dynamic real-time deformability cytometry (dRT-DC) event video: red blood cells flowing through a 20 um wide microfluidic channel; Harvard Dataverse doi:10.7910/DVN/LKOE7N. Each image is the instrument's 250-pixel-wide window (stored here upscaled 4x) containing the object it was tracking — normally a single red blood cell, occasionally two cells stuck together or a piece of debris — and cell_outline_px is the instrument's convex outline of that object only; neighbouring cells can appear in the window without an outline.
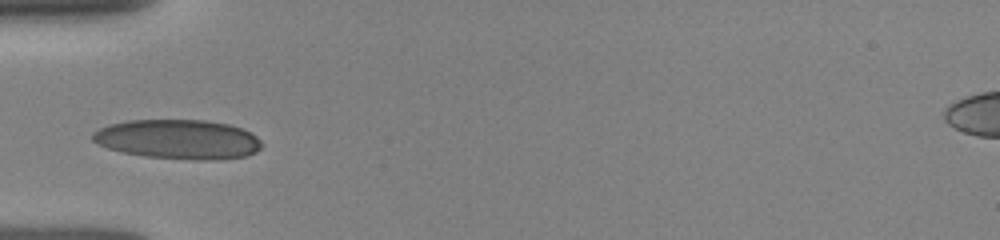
{"species": "human", "species_latin": "Homo sapiens", "temperature_condition": "room temperature", "stored_images_in_passage": 10, "camera_frame_rate_fps": 3000, "um_per_image_px": 0.085, "donor": {"sex": "female"}, "frame": {"image": 1, "passage_image": 5, "time_ms": 3.667, "image_size_px": [1000, 240], "cell_outline_px": [[264, 144], [256, 152], [248, 156], [212, 160], [196, 160], [144, 156], [124, 152], [108, 148], [96, 144], [92, 140], [92, 132], [100, 128], [112, 124], [128, 120], [204, 120], [228, 124], [244, 128], [256, 136]], "centroid_in_image_um": [15.17, 11.84], "position_along_channel_um": 69.8, "area_um2": 39.07}}
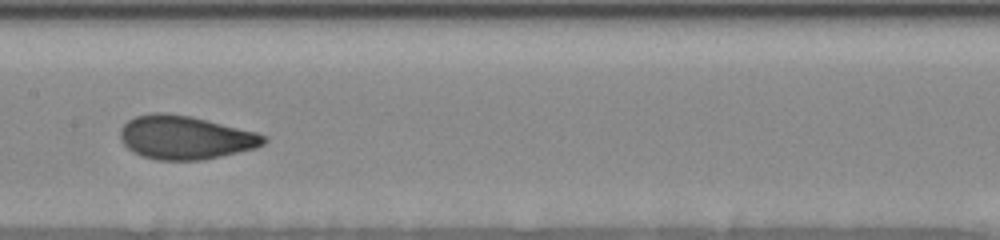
{"frame": {"image": 2, "passage_image": 8, "time_ms": 6.667, "image_size_px": [1000, 240], "cell_outline_px": [[268, 140], [264, 144], [256, 148], [220, 156], [200, 160], [156, 160], [132, 152], [120, 140], [120, 128], [128, 120], [136, 116], [152, 112], [164, 112], [192, 116], [256, 132], [268, 136]], "centroid_in_image_um": [15.74, 11.68], "position_along_channel_um": 191.7, "area_um2": 36.59}}
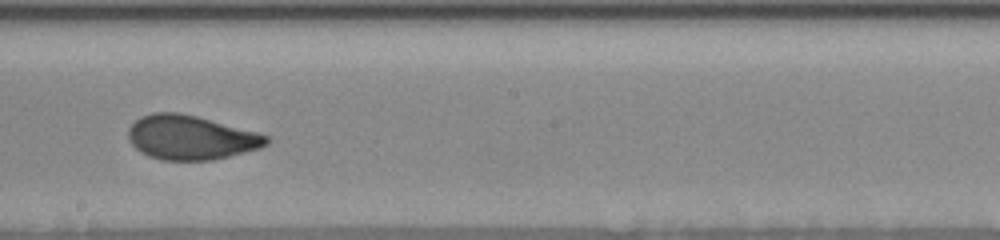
{"frame": {"image": 3, "passage_image": 9, "time_ms": 7.667, "image_size_px": [1000, 240], "cell_outline_px": [[268, 144], [260, 148], [212, 160], [160, 160], [148, 156], [140, 152], [132, 144], [128, 136], [128, 128], [140, 116], [152, 112], [180, 112], [196, 116], [256, 132], [268, 136]], "centroid_in_image_um": [16.17, 11.68], "position_along_channel_um": 232.0, "area_um2": 35.49}}